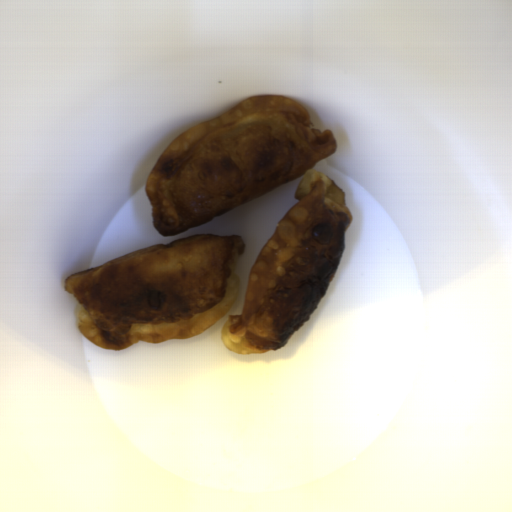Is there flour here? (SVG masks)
<instances>
[{
    "label": "flour",
    "mask_w": 512,
    "mask_h": 512,
    "mask_svg": "<svg viewBox=\"0 0 512 512\" xmlns=\"http://www.w3.org/2000/svg\"><path fill=\"white\" fill-rule=\"evenodd\" d=\"M330 129L307 107L278 95L254 96L186 130L146 178L153 223L175 236L302 176L291 206L248 276L242 311L221 329L225 348L263 354L282 348L327 292L352 216L344 191L313 169L337 153Z\"/></svg>",
    "instance_id": "flour-1"
},
{
    "label": "flour",
    "mask_w": 512,
    "mask_h": 512,
    "mask_svg": "<svg viewBox=\"0 0 512 512\" xmlns=\"http://www.w3.org/2000/svg\"><path fill=\"white\" fill-rule=\"evenodd\" d=\"M242 236L195 234L134 250L69 275L78 329L98 347L121 350L208 331L233 305Z\"/></svg>",
    "instance_id": "flour-2"
}]
</instances>
